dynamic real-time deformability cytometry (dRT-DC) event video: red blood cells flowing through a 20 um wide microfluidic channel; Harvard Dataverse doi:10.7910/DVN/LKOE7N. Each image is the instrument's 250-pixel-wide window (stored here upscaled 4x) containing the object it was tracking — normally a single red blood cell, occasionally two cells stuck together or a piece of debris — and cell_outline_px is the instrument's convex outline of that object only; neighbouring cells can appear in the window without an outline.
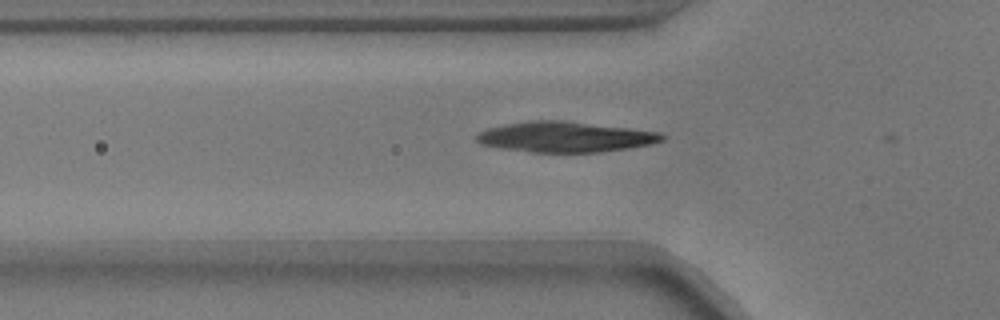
{"species": "common noctule bat (a hibernating species)", "species_latin": "Nyctalus noctula", "temperature_condition": "warm", "stored_images_in_passage": 6, "camera_frame_rate_fps": 3000, "um_per_image_px": 0.085, "animal": {"sex": "male", "body_mass_g": 17.9}, "frame": {"image": 1, "passage_image": 5, "time_ms": 1.333, "image_size_px": [1000, 320], "cell_outline_px": [[664, 140], [648, 144], [600, 152], [532, 152], [500, 148], [480, 144], [476, 140], [476, 136], [480, 132], [488, 128], [504, 124], [532, 120], [564, 120], [660, 132], [664, 136]], "centroid_in_image_um": [47.99, 11.63], "position_along_channel_um": 77.8, "area_um2": 32.66}}